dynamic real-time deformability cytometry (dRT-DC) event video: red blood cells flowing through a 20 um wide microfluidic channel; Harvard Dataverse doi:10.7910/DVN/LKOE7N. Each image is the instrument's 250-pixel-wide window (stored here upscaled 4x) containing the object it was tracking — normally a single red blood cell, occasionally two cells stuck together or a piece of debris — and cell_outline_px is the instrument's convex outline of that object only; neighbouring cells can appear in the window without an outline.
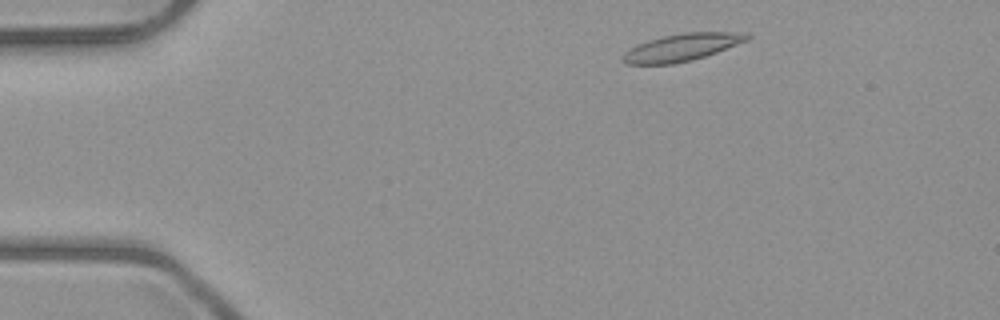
{"species": "common noctule bat (a hibernating species)", "species_latin": "Nyctalus noctula", "temperature_condition": "room temperature", "stored_images_in_passage": 3, "camera_frame_rate_fps": 3000, "um_per_image_px": 0.085, "animal": {"sex": "male", "body_mass_g": 23.1, "forearm_length_mm": 52.7}, "frame": {"image": 1, "passage_image": 1, "time_ms": 0.0, "image_size_px": [1000, 320], "cell_outline_px": [[752, 36], [748, 40], [716, 52], [692, 60], [672, 64], [624, 64], [620, 60], [620, 56], [628, 48], [636, 44], [648, 40], [664, 36], [684, 32], [748, 32]], "centroid_in_image_um": [57.91, 4.02], "position_along_channel_um": 27.1, "area_um2": 20.0}}